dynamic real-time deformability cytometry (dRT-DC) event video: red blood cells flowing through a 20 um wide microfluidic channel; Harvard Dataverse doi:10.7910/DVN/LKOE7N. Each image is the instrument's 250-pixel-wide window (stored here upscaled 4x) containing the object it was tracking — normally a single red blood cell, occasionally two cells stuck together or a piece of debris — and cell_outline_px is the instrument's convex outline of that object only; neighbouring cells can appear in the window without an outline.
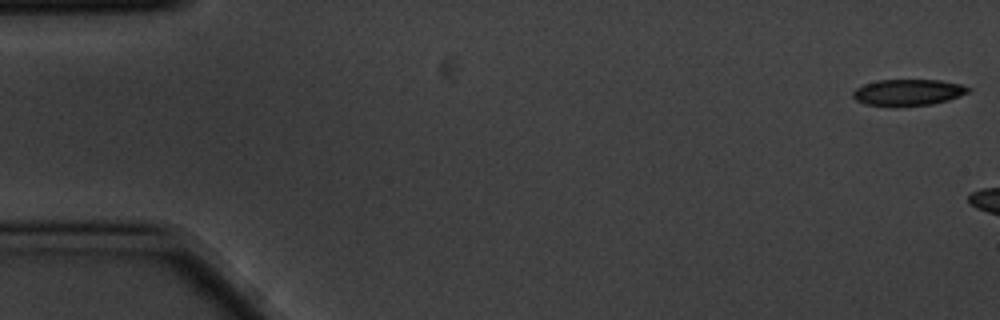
{"species": "common noctule bat (a hibernating species)", "species_latin": "Nyctalus noctula", "temperature_condition": "cold", "stored_images_in_passage": 6, "camera_frame_rate_fps": 3000, "um_per_image_px": 0.085, "animal": {"sex": "male", "body_mass_g": 20.1, "forearm_length_mm": 53.5}, "frame": {"image": 1, "passage_image": 1, "time_ms": 0.0, "image_size_px": [1000, 320], "cell_outline_px": [[972, 88], [968, 92], [960, 96], [948, 100], [932, 104], [896, 108], [864, 104], [856, 100], [852, 96], [852, 92], [856, 88], [864, 84], [876, 80], [940, 80], [960, 84]], "centroid_in_image_um": [77.15, 7.88], "position_along_channel_um": 7.8, "area_um2": 18.15}}